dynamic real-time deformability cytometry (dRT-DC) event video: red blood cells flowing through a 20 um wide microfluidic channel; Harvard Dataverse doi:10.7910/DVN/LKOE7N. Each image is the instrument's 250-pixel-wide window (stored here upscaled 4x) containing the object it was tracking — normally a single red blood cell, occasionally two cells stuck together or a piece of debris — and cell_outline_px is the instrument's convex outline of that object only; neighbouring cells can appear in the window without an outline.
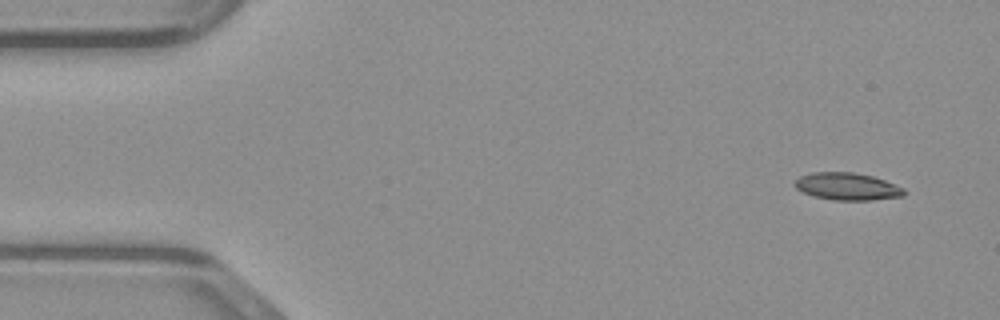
{"species": "common noctule bat (a hibernating species)", "species_latin": "Nyctalus noctula", "temperature_condition": "warm", "stored_images_in_passage": 46, "camera_frame_rate_fps": 3000, "um_per_image_px": 0.085, "animal": {"sex": "male", "body_mass_g": 23.1, "forearm_length_mm": 52.7}, "frame": {"image": 1, "passage_image": 1, "time_ms": 0.0, "image_size_px": [1000, 320], "cell_outline_px": [[908, 192], [904, 196], [872, 200], [832, 200], [812, 196], [796, 188], [792, 184], [800, 176], [812, 172], [852, 172], [872, 176], [884, 180], [904, 188]], "centroid_in_image_um": [72.02, 15.85], "position_along_channel_um": 13.0, "area_um2": 17.51}}
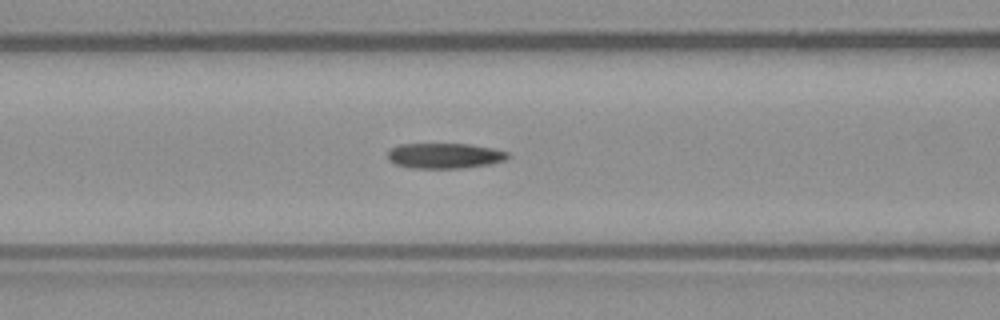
{"frame": {"image": 2, "passage_image": 17, "time_ms": 5.333, "image_size_px": [1000, 320], "cell_outline_px": [[508, 156], [504, 160], [488, 164], [460, 168], [408, 168], [396, 164], [388, 160], [388, 152], [392, 148], [400, 144], [468, 144], [492, 148], [508, 152]], "centroid_in_image_um": [37.75, 13.24], "position_along_channel_um": 128.8, "area_um2": 17.57}}
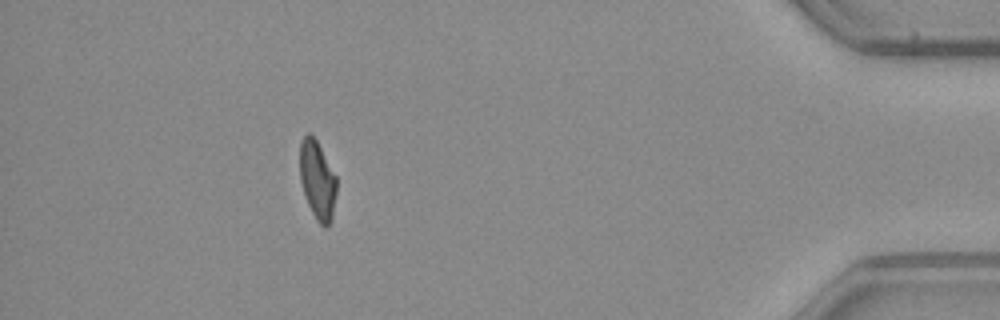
{"frame": {"image": 3, "passage_image": 41, "time_ms": 13.333, "image_size_px": [1000, 320], "cell_outline_px": [[336, 192], [332, 220], [328, 228], [324, 228], [316, 220], [308, 204], [300, 180], [300, 140], [308, 132], [316, 140], [336, 176]], "centroid_in_image_um": [26.98, 15.35], "position_along_channel_um": 408.2, "area_um2": 16.76}}